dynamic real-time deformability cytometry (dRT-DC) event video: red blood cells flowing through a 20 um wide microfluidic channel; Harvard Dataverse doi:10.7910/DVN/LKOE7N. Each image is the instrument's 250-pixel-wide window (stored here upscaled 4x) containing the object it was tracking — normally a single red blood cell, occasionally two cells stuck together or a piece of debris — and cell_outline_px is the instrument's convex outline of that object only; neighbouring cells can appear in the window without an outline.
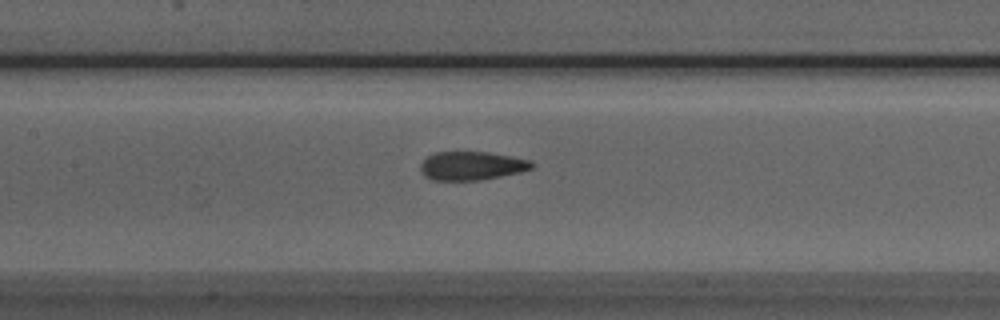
{"species": "Egyptian fruit bat (a non-hibernating species)", "species_latin": "Rousettus aegyptiacus", "temperature_condition": "room temperature", "stored_images_in_passage": 36, "camera_frame_rate_fps": 3000, "um_per_image_px": 0.085, "animal": {"sex": "male"}, "frame": {"image": 1, "passage_image": 8, "time_ms": 2.333, "image_size_px": [1000, 320], "cell_outline_px": [[536, 164], [532, 168], [520, 172], [480, 180], [432, 180], [424, 176], [420, 168], [420, 164], [428, 156], [436, 152], [488, 152], [528, 160]], "centroid_in_image_um": [40.07, 14.1], "position_along_channel_um": 167.3, "area_um2": 18.38}}
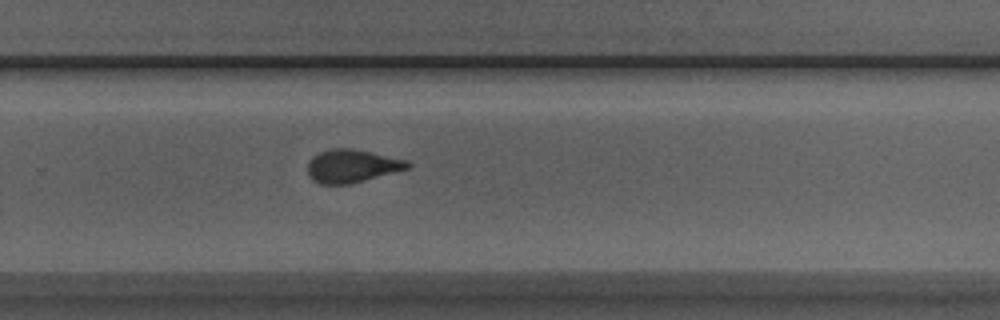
{"frame": {"image": 2, "passage_image": 18, "time_ms": 5.667, "image_size_px": [1000, 320], "cell_outline_px": [[412, 164], [408, 168], [364, 180], [348, 184], [320, 184], [312, 180], [308, 176], [308, 164], [312, 156], [320, 152], [332, 148], [352, 148], [408, 160]], "centroid_in_image_um": [29.89, 14.1], "position_along_channel_um": 299.9, "area_um2": 19.13}}
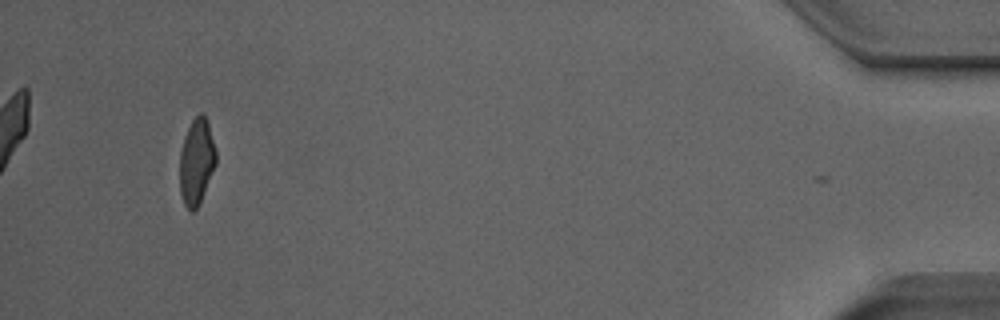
{"frame": {"image": 3, "passage_image": 33, "time_ms": 10.667, "image_size_px": [1000, 320], "cell_outline_px": [[216, 164], [200, 204], [192, 212], [184, 204], [180, 192], [180, 152], [184, 136], [192, 120], [200, 112], [204, 112], [208, 124], [216, 152]], "centroid_in_image_um": [16.7, 13.74], "position_along_channel_um": 418.5, "area_um2": 18.15}}